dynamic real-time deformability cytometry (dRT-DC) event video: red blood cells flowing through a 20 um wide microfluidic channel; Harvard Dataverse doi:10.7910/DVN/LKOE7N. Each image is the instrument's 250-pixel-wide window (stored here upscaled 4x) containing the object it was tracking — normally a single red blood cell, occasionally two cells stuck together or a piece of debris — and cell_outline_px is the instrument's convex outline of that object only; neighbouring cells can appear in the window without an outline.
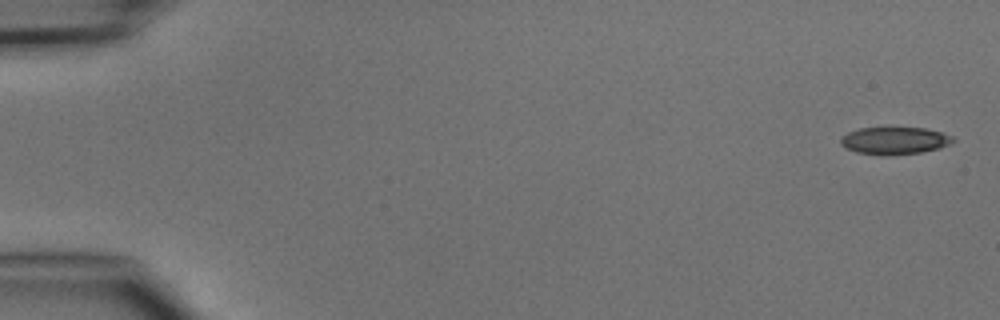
{"species": "common noctule bat (a hibernating species)", "species_latin": "Nyctalus noctula", "temperature_condition": "cold", "stored_images_in_passage": 8, "camera_frame_rate_fps": 3000, "um_per_image_px": 0.085, "animal": {"sex": "male", "body_mass_g": 15.6}, "frame": {"image": 1, "passage_image": 1, "time_ms": 0.0, "image_size_px": [1000, 320], "cell_outline_px": [[956, 140], [952, 144], [940, 148], [920, 152], [888, 156], [856, 152], [840, 144], [840, 136], [848, 132], [860, 128], [924, 128], [940, 132], [952, 136]], "centroid_in_image_um": [76.05, 11.96], "position_along_channel_um": 9.0, "area_um2": 17.92}}
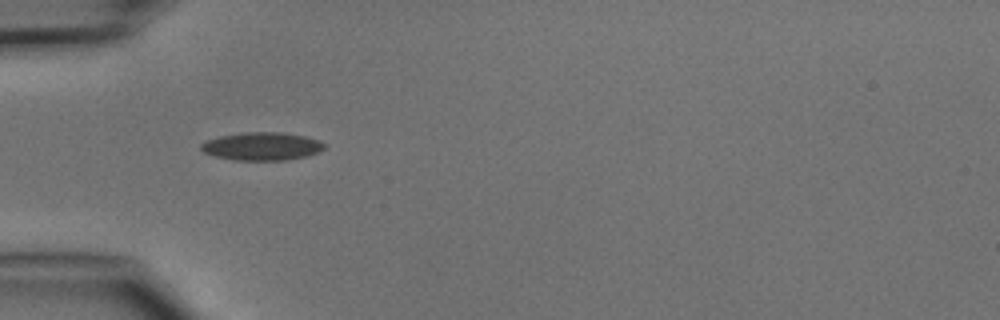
{"frame": {"image": 2, "passage_image": 5, "time_ms": 4.667, "image_size_px": [1000, 320], "cell_outline_px": [[324, 148], [316, 152], [304, 156], [284, 160], [236, 160], [216, 156], [204, 152], [200, 148], [200, 144], [208, 140], [220, 136], [244, 132], [280, 132], [304, 136], [316, 140], [324, 144]], "centroid_in_image_um": [22.21, 12.43], "position_along_channel_um": 62.8, "area_um2": 19.71}}